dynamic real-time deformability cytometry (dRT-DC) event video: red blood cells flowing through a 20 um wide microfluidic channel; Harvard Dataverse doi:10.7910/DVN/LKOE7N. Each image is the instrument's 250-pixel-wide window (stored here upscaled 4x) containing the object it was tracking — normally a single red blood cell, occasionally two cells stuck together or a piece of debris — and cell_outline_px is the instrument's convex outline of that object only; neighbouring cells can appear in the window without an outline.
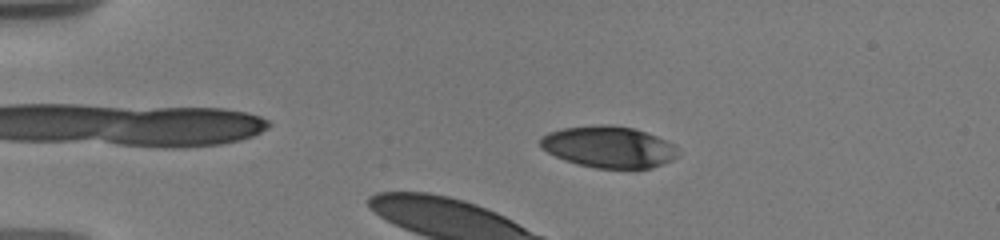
{"species": "human", "species_latin": "Homo sapiens", "temperature_condition": "warm", "stored_images_in_passage": 39, "camera_frame_rate_fps": 3000, "um_per_image_px": 0.085, "donor": {"sex": "male"}, "frame": {"image": 1, "passage_image": 14, "time_ms": 4.0, "image_size_px": [1000, 240], "cell_outline_px": [[680, 148], [676, 156], [672, 160], [652, 168], [636, 172], [596, 168], [564, 160], [540, 148], [540, 136], [548, 132], [564, 128], [600, 124], [612, 124], [632, 128], [656, 136], [676, 144]], "centroid_in_image_um": [51.79, 12.52], "position_along_channel_um": 33.2, "area_um2": 34.22}}
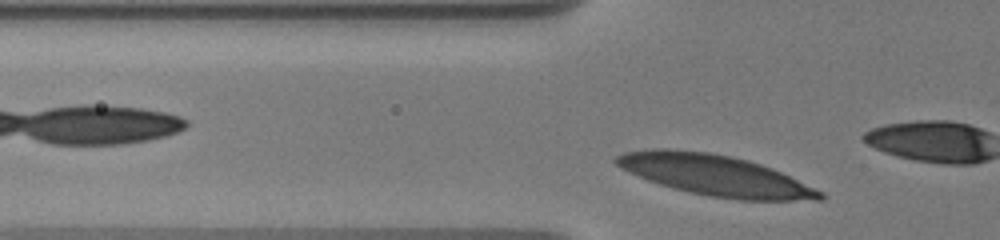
{"frame": {"image": 2, "passage_image": 20, "time_ms": 5.333, "image_size_px": [1000, 240], "cell_outline_px": [[828, 196], [824, 200], [740, 200], [712, 196], [692, 192], [660, 184], [648, 180], [628, 172], [620, 168], [612, 160], [616, 156], [624, 152], [652, 148], [668, 148], [708, 152], [732, 156], [748, 160], [772, 168], [824, 192]], "centroid_in_image_um": [60.79, 14.89], "position_along_channel_um": 65.0, "area_um2": 48.26}}